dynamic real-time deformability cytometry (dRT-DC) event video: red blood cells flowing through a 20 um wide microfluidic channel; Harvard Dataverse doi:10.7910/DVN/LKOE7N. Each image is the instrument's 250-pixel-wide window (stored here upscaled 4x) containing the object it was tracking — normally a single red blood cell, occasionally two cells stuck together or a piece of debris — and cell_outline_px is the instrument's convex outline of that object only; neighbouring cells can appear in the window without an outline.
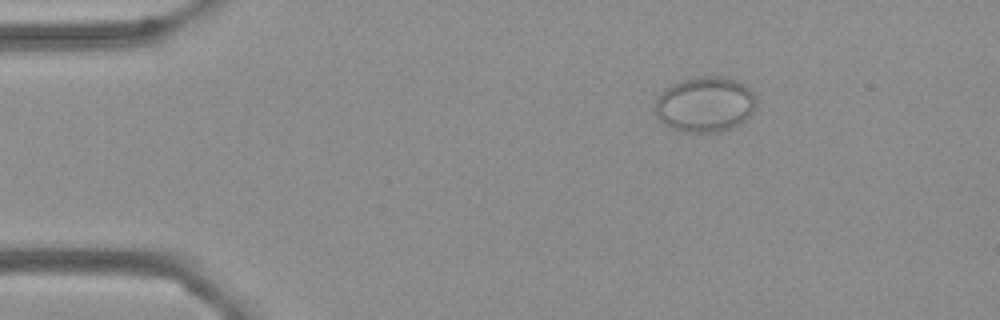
{"species": "Egyptian fruit bat (a non-hibernating species)", "species_latin": "Rousettus aegyptiacus", "temperature_condition": "cold", "stored_images_in_passage": 56, "camera_frame_rate_fps": 3000, "um_per_image_px": 0.085, "frame": {"image": 1, "passage_image": 9, "time_ms": 2.667, "image_size_px": [1000, 320], "cell_outline_px": [[756, 104], [752, 112], [740, 124], [716, 132], [688, 132], [672, 128], [664, 124], [660, 120], [656, 112], [656, 100], [672, 84], [688, 76], [728, 76], [744, 84], [756, 96]], "centroid_in_image_um": [59.95, 8.84], "position_along_channel_um": 25.0, "area_um2": 32.54}}
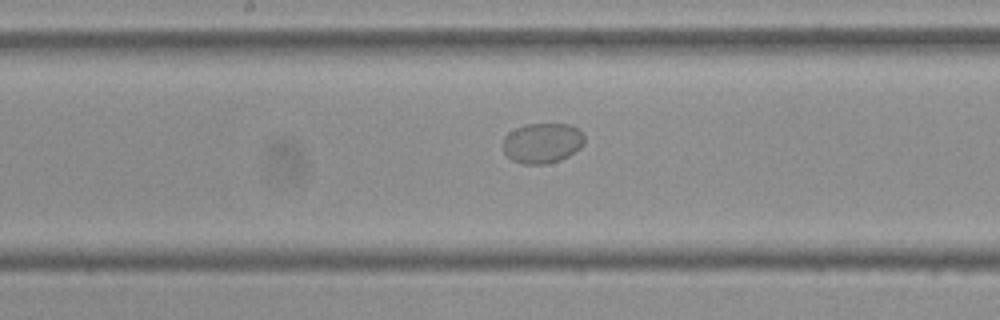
{"frame": {"image": 2, "passage_image": 29, "time_ms": 9.333, "image_size_px": [1000, 320], "cell_outline_px": [[584, 144], [580, 148], [568, 156], [560, 160], [544, 164], [524, 164], [512, 160], [504, 152], [504, 136], [508, 132], [524, 124], [568, 124], [576, 128], [584, 136]], "centroid_in_image_um": [46.09, 12.16], "position_along_channel_um": 202.1, "area_um2": 19.02}}
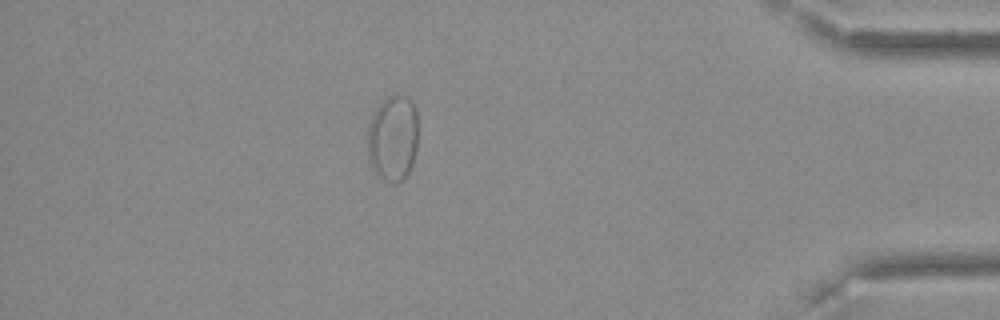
{"frame": {"image": 3, "passage_image": 49, "time_ms": 16.0, "image_size_px": [1000, 320], "cell_outline_px": [[416, 152], [412, 164], [404, 180], [396, 184], [392, 184], [380, 180], [372, 168], [368, 160], [368, 124], [376, 108], [388, 96], [408, 96], [412, 100], [416, 108]], "centroid_in_image_um": [33.38, 11.79], "position_along_channel_um": 401.8, "area_um2": 25.66}}